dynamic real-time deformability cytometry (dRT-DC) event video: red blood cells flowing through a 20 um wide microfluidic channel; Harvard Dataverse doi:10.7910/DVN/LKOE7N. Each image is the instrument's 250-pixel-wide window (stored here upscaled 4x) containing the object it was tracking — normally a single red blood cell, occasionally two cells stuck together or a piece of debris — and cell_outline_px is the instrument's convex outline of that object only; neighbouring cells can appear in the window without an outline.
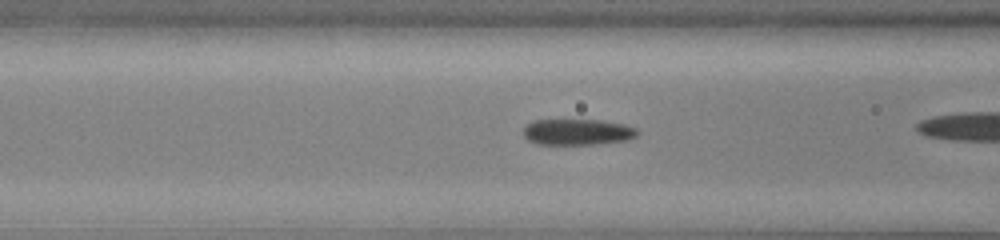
{"species": "common noctule bat (a hibernating species)", "species_latin": "Nyctalus noctula", "temperature_condition": "cold", "stored_images_in_passage": 32, "camera_frame_rate_fps": 3000, "um_per_image_px": 0.085, "animal": {"sex": "male", "body_mass_g": 13.0, "forearm_length_mm": 53.1}, "frame": {"image": 1, "passage_image": 12, "time_ms": 3.667, "image_size_px": [1000, 240], "cell_outline_px": [[636, 136], [624, 140], [596, 144], [536, 144], [528, 140], [524, 136], [524, 124], [532, 120], [600, 120], [624, 124], [636, 128]], "centroid_in_image_um": [49.01, 11.21], "position_along_channel_um": 117.6, "area_um2": 17.22}}
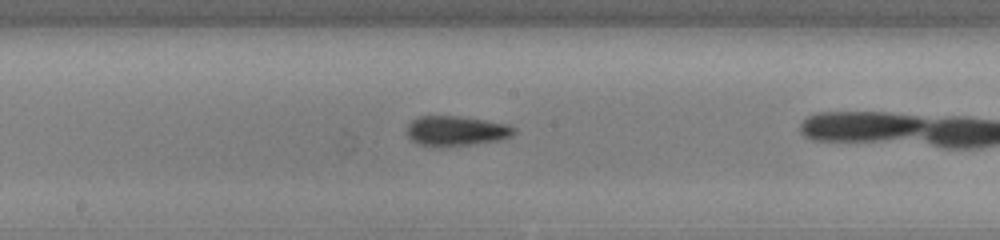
{"frame": {"image": 2, "passage_image": 19, "time_ms": 6.0, "image_size_px": [1000, 240], "cell_outline_px": [[516, 132], [512, 136], [496, 140], [440, 148], [416, 144], [408, 136], [408, 124], [416, 116], [460, 116], [508, 124], [516, 128]], "centroid_in_image_um": [38.74, 11.13], "position_along_channel_um": 209.5, "area_um2": 18.79}}
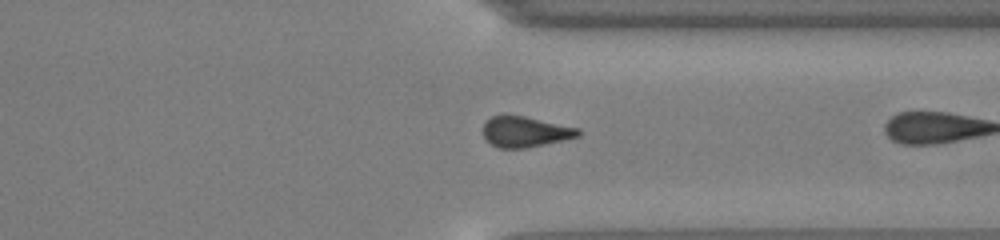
{"frame": {"image": 3, "passage_image": 31, "time_ms": 10.0, "image_size_px": [1000, 240], "cell_outline_px": [[580, 136], [544, 144], [524, 148], [500, 148], [492, 144], [484, 136], [484, 120], [492, 116], [524, 116], [580, 128]], "centroid_in_image_um": [44.65, 11.2], "position_along_channel_um": 366.7, "area_um2": 16.7}}